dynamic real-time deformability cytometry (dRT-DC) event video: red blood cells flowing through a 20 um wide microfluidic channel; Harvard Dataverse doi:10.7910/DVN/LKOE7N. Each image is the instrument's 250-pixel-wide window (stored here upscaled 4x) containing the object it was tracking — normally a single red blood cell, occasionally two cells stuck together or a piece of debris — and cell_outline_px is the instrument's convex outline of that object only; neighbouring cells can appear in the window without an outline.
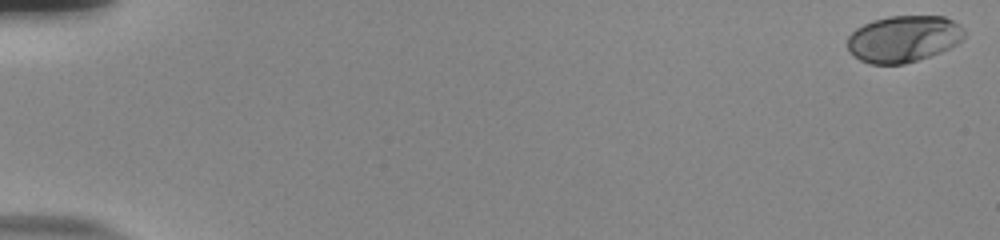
{"species": "human", "species_latin": "Homo sapiens", "temperature_condition": "room temperature", "stored_images_in_passage": 55, "camera_frame_rate_fps": 3000, "um_per_image_px": 0.085, "donor": {"sex": "male"}, "frame": {"image": 1, "passage_image": 1, "time_ms": 0.0, "image_size_px": [1000, 240], "cell_outline_px": [[964, 36], [956, 44], [940, 52], [904, 64], [868, 64], [860, 60], [848, 52], [848, 36], [856, 28], [872, 20], [888, 16], [944, 16], [960, 24], [964, 28]], "centroid_in_image_um": [76.77, 3.29], "position_along_channel_um": 8.2, "area_um2": 31.79}}
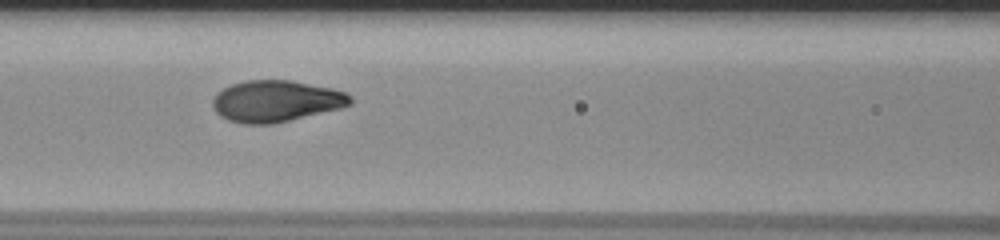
{"frame": {"image": 2, "passage_image": 26, "time_ms": 8.333, "image_size_px": [1000, 240], "cell_outline_px": [[352, 104], [340, 108], [276, 124], [244, 124], [228, 120], [220, 116], [216, 112], [212, 104], [212, 100], [216, 92], [232, 84], [244, 80], [292, 80], [332, 88], [344, 92], [352, 96]], "centroid_in_image_um": [23.45, 8.6], "position_along_channel_um": 143.1, "area_um2": 33.52}}
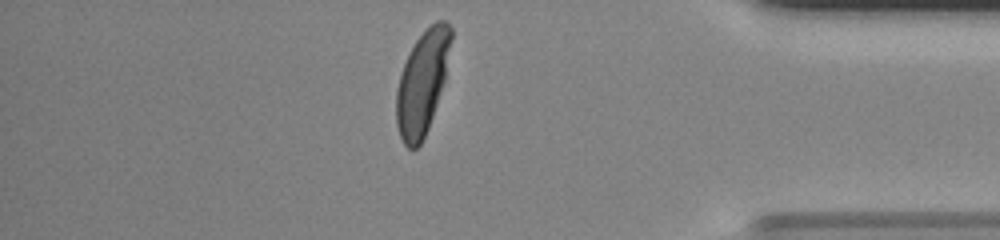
{"frame": {"image": 3, "passage_image": 48, "time_ms": 15.667, "image_size_px": [1000, 240], "cell_outline_px": [[452, 40], [444, 80], [428, 128], [420, 144], [416, 148], [408, 148], [404, 144], [400, 136], [396, 124], [396, 88], [404, 64], [416, 40], [436, 20], [444, 20], [452, 28]], "centroid_in_image_um": [35.89, 7.02], "position_along_channel_um": 399.3, "area_um2": 32.37}, "authors_computed_cell_mechanics": {"area_um2": 33.235, "velocity_mm_per_s": 3.8336, "shape_relaxation_time_tau1_ms": 3.581, "shape_relaxation_time_tau2_ms": null, "deformation_change_tau1": 0.1947, "deformation_change_tau2": null}}